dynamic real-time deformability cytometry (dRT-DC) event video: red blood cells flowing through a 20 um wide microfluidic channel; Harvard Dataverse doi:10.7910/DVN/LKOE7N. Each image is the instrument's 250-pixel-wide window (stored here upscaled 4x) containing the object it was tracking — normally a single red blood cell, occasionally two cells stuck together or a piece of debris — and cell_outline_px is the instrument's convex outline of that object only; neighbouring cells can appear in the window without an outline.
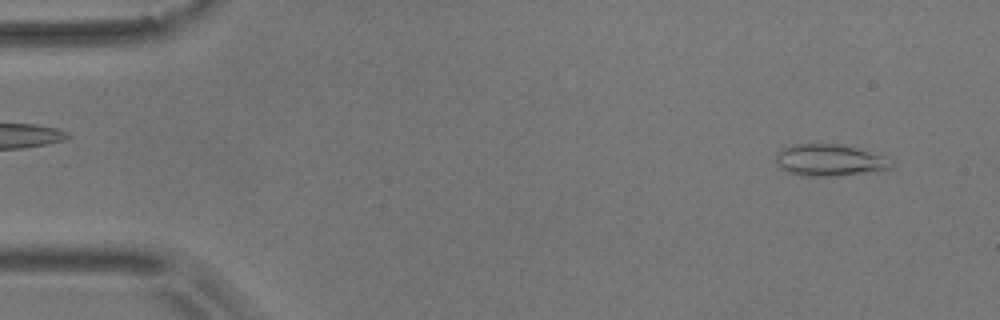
{"species": "common noctule bat (a hibernating species)", "species_latin": "Nyctalus noctula", "temperature_condition": "room temperature", "stored_images_in_passage": 52, "camera_frame_rate_fps": 3000, "um_per_image_px": 0.085, "animal": {"sex": "male", "body_mass_g": 17.9}, "frame": {"image": 1, "passage_image": 3, "time_ms": 0.667, "image_size_px": [1000, 320], "cell_outline_px": [[892, 164], [888, 168], [828, 176], [800, 176], [788, 172], [776, 160], [776, 152], [784, 148], [796, 144], [840, 144], [868, 152], [880, 156]], "centroid_in_image_um": [70.37, 13.6], "position_along_channel_um": 14.6, "area_um2": 20.17}}
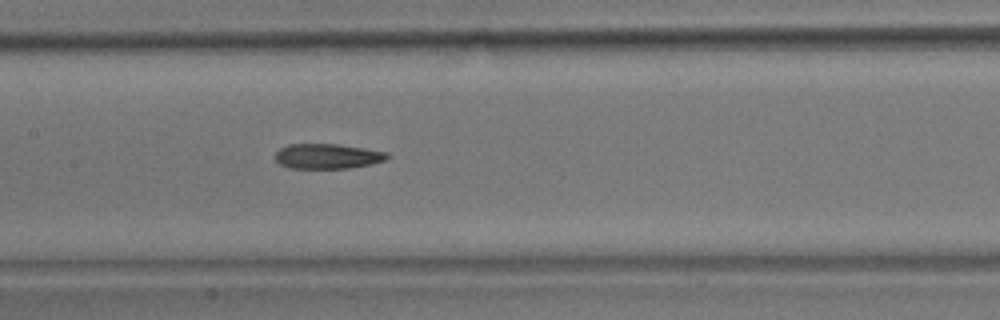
{"frame": {"image": 2, "passage_image": 25, "time_ms": 8.0, "image_size_px": [1000, 320], "cell_outline_px": [[392, 156], [384, 160], [372, 164], [348, 168], [288, 168], [280, 164], [276, 160], [276, 152], [280, 148], [288, 144], [336, 144], [364, 148], [384, 152]], "centroid_in_image_um": [27.82, 13.28], "position_along_channel_um": 179.6, "area_um2": 16.24}}
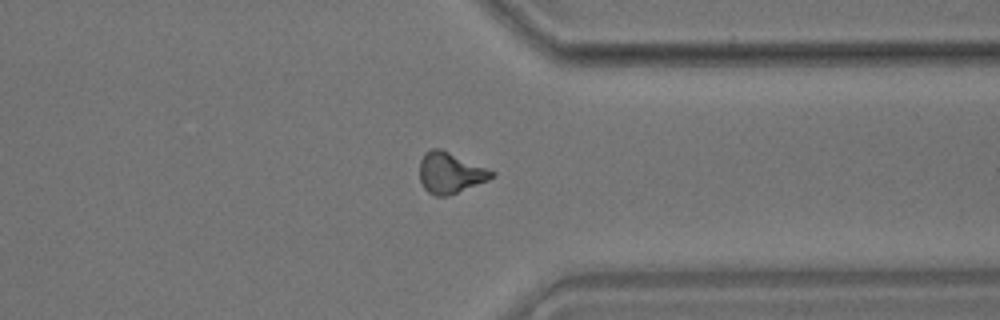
{"frame": {"image": 3, "passage_image": 41, "time_ms": 13.333, "image_size_px": [1000, 320], "cell_outline_px": [[496, 176], [488, 180], [448, 196], [436, 196], [428, 192], [424, 188], [420, 180], [420, 160], [424, 152], [432, 148], [440, 148], [488, 168], [496, 172]], "centroid_in_image_um": [38.28, 14.68], "position_along_channel_um": 373.1, "area_um2": 17.28}}